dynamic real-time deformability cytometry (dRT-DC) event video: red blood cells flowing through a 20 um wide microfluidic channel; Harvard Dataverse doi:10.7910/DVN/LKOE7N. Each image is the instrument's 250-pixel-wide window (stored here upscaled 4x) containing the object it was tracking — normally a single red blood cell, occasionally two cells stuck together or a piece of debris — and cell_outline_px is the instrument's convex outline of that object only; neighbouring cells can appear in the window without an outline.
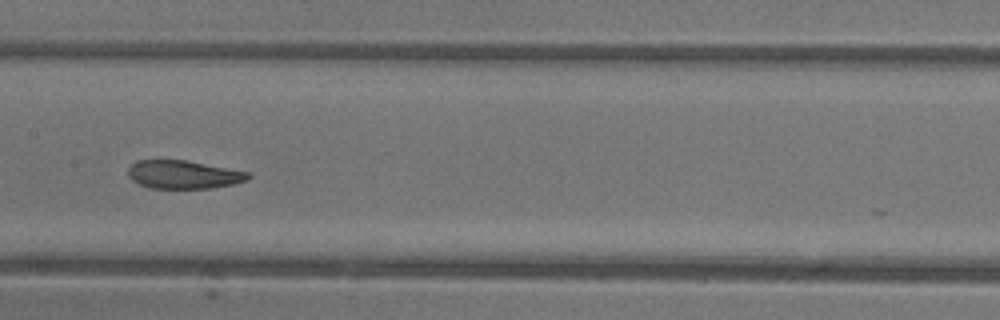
{"species": "common noctule bat (a hibernating species)", "species_latin": "Nyctalus noctula", "temperature_condition": "warm", "stored_images_in_passage": 33, "camera_frame_rate_fps": 3000, "um_per_image_px": 0.085, "animal": {"sex": "female"}, "frame": {"image": 1, "passage_image": 10, "time_ms": 3.0, "image_size_px": [1000, 320], "cell_outline_px": [[252, 176], [248, 180], [232, 184], [212, 188], [148, 188], [132, 180], [128, 176], [128, 168], [136, 160], [188, 160], [248, 172]], "centroid_in_image_um": [15.59, 14.83], "position_along_channel_um": 191.8, "area_um2": 19.83}}
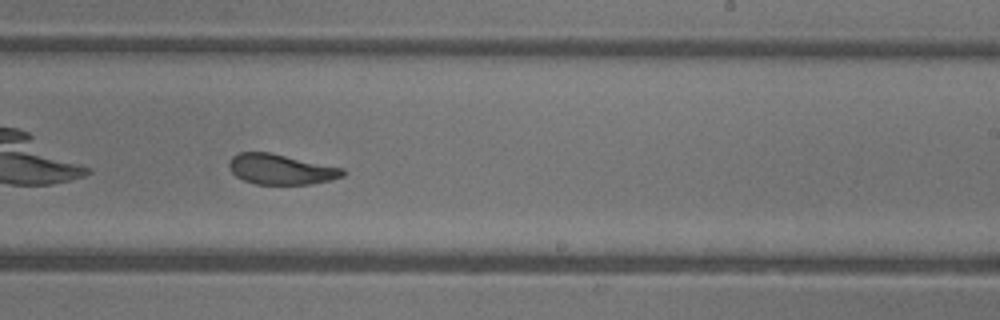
{"frame": {"image": 2, "passage_image": 15, "time_ms": 4.667, "image_size_px": [1000, 320], "cell_outline_px": [[348, 172], [344, 176], [332, 180], [312, 184], [256, 184], [244, 180], [236, 176], [232, 172], [228, 164], [232, 156], [240, 152], [268, 152], [344, 168]], "centroid_in_image_um": [23.92, 14.39], "position_along_channel_um": 265.1, "area_um2": 20.11}, "authors_computed_cell_mechanics": {"area_um2": 21.4438, "velocity_mm_per_s": 4.4169, "shape_relaxation_time_tau1_ms": 8.009, "shape_relaxation_time_tau2_ms": 1.5579, "deformation_change_tau1": 0.2544, "deformation_change_tau2": 0.0795}}